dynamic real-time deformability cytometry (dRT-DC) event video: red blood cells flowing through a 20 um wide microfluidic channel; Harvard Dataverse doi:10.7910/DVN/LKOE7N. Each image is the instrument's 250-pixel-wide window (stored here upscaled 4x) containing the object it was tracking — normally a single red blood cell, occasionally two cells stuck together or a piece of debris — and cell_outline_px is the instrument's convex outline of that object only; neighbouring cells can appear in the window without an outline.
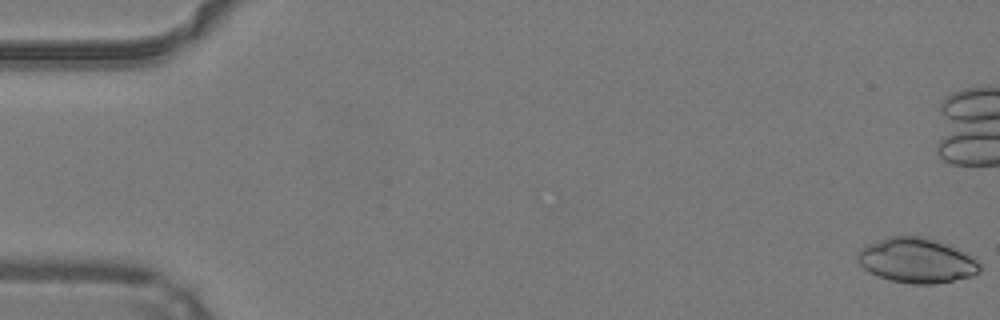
{"species": "common noctule bat (a hibernating species)", "species_latin": "Nyctalus noctula", "temperature_condition": "warm", "stored_images_in_passage": 40, "camera_frame_rate_fps": 3000, "um_per_image_px": 0.085, "animal": {"sex": "male", "body_mass_g": 19.2, "forearm_length_mm": 51.8}, "frame": {"image": 1, "passage_image": 1, "time_ms": 0.0, "image_size_px": [1000, 320], "cell_outline_px": [[980, 272], [972, 276], [936, 284], [912, 284], [892, 280], [880, 276], [864, 268], [856, 260], [856, 252], [860, 248], [868, 244], [888, 236], [920, 236], [936, 240], [972, 256], [980, 264]], "centroid_in_image_um": [77.9, 22.14], "position_along_channel_um": 7.1, "area_um2": 31.73}}